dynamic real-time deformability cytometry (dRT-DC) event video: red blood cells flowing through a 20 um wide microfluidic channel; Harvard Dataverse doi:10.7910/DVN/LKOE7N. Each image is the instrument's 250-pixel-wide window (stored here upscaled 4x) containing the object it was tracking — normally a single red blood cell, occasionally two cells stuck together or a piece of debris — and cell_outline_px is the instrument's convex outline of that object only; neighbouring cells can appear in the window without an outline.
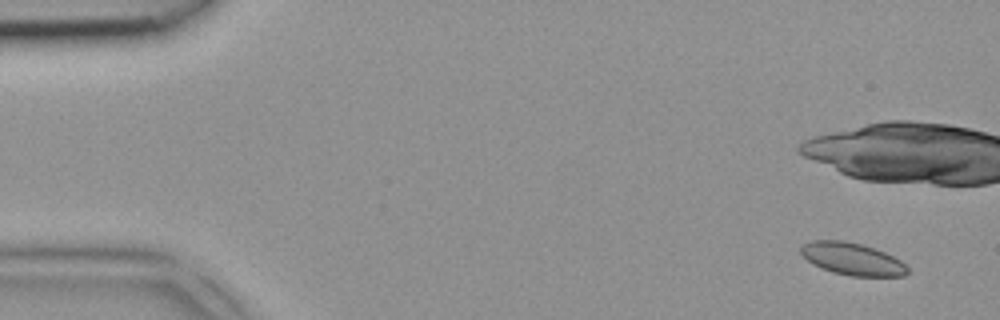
{"species": "common noctule bat (a hibernating species)", "species_latin": "Nyctalus noctula", "temperature_condition": "room temperature", "stored_images_in_passage": 4, "camera_frame_rate_fps": 3000, "um_per_image_px": 0.085, "animal": {"sex": "female", "body_mass_g": 18.4}, "frame": {"image": 1, "passage_image": 1, "time_ms": 0.0, "image_size_px": [1000, 320], "cell_outline_px": [[908, 272], [904, 276], [852, 276], [832, 272], [812, 264], [800, 252], [800, 248], [804, 244], [812, 240], [844, 240], [860, 244], [884, 252], [900, 260], [908, 268]], "centroid_in_image_um": [72.43, 22.01], "position_along_channel_um": 12.6, "area_um2": 19.88}}